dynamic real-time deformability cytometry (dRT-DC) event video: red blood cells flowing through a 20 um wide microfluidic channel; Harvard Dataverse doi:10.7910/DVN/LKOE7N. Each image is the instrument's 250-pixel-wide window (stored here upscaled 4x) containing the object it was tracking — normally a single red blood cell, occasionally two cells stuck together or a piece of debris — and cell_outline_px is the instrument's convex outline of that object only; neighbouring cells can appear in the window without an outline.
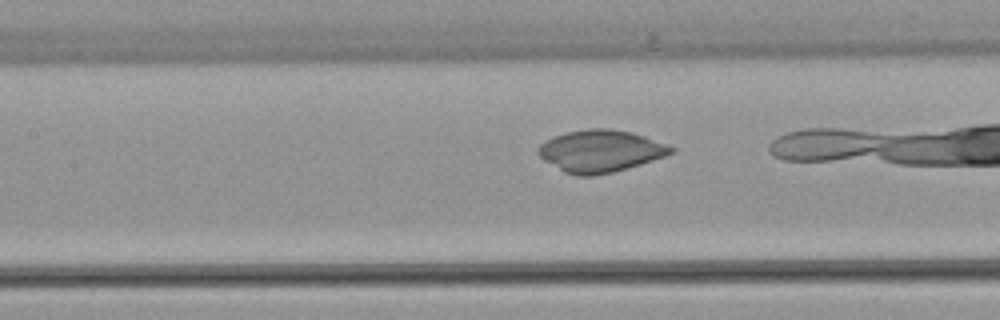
{"species": "common noctule bat (a hibernating species)", "species_latin": "Nyctalus noctula", "temperature_condition": "warm", "stored_images_in_passage": 38, "camera_frame_rate_fps": 3000, "um_per_image_px": 0.085, "animal": {"sex": "female", "body_mass_g": 22.7, "forearm_length_mm": 54.2}, "frame": {"image": 1, "passage_image": 21, "time_ms": 6.667, "image_size_px": [1000, 320], "cell_outline_px": [[676, 152], [640, 164], [612, 172], [592, 176], [576, 176], [564, 172], [544, 160], [536, 152], [536, 148], [540, 144], [556, 136], [568, 132], [588, 128], [608, 128], [632, 132], [668, 144], [676, 148]], "centroid_in_image_um": [51.05, 12.84], "position_along_channel_um": 156.4, "area_um2": 32.48}}
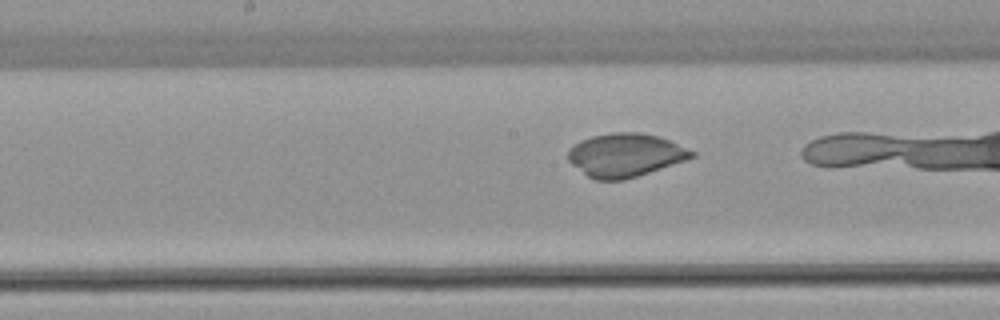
{"frame": {"image": 2, "passage_image": 24, "time_ms": 7.667, "image_size_px": [1000, 320], "cell_outline_px": [[696, 156], [624, 180], [596, 180], [588, 176], [572, 164], [568, 160], [568, 148], [580, 140], [592, 136], [612, 132], [640, 132], [656, 136], [668, 140], [696, 152]], "centroid_in_image_um": [53.11, 13.17], "position_along_channel_um": 195.1, "area_um2": 30.92}}